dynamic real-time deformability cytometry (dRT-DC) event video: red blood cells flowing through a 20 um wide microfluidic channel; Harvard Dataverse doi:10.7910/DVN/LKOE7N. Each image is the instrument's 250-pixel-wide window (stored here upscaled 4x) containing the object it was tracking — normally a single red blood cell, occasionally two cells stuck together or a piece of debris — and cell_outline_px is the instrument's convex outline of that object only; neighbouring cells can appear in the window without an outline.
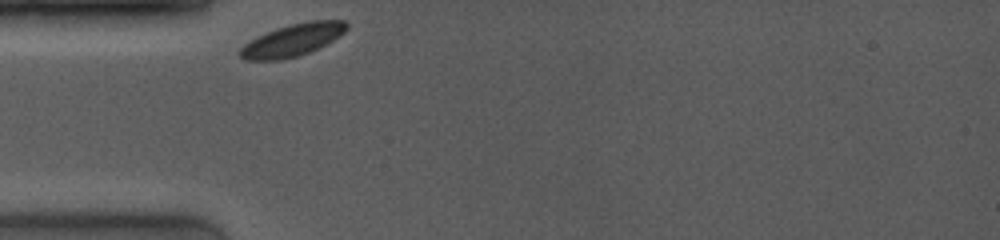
{"species": "common noctule bat (a hibernating species)", "species_latin": "Nyctalus noctula", "temperature_condition": "room temperature", "stored_images_in_passage": 20, "camera_frame_rate_fps": 4000, "um_per_image_px": 0.085, "animal": {"sex": "female", "body_mass_g": 19.0, "forearm_length_mm": 53.3}, "frame": {"image": 1, "passage_image": 1, "time_ms": 0.0, "image_size_px": [1000, 240], "cell_outline_px": [[348, 28], [340, 36], [308, 52], [296, 56], [280, 60], [244, 60], [240, 56], [240, 48], [244, 44], [256, 36], [276, 28], [308, 20], [344, 20], [348, 24]], "centroid_in_image_um": [24.85, 3.39], "position_along_channel_um": 60.1, "area_um2": 19.88}}